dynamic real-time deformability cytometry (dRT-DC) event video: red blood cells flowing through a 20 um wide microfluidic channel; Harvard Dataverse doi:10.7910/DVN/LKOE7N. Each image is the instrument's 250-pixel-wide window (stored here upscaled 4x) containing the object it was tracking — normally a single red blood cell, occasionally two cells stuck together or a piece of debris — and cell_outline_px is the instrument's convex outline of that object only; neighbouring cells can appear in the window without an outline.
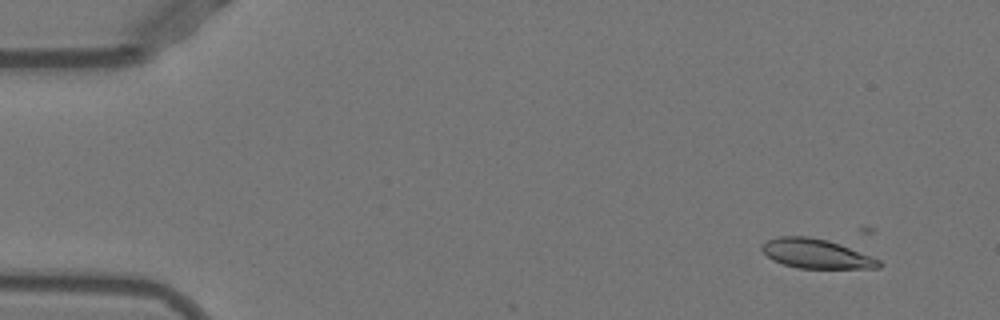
{"species": "Egyptian fruit bat (a non-hibernating species)", "species_latin": "Rousettus aegyptiacus", "temperature_condition": "warm", "stored_images_in_passage": 12, "camera_frame_rate_fps": 3000, "um_per_image_px": 0.085, "animal": {"sex": "female"}, "frame": {"image": 1, "passage_image": 6, "time_ms": 1.667, "image_size_px": [1000, 320], "cell_outline_px": [[884, 264], [880, 268], [800, 268], [784, 264], [772, 260], [760, 248], [760, 244], [776, 236], [808, 236], [828, 240], [840, 244], [872, 256], [880, 260]], "centroid_in_image_um": [69.38, 21.56], "position_along_channel_um": 15.6, "area_um2": 20.11}}